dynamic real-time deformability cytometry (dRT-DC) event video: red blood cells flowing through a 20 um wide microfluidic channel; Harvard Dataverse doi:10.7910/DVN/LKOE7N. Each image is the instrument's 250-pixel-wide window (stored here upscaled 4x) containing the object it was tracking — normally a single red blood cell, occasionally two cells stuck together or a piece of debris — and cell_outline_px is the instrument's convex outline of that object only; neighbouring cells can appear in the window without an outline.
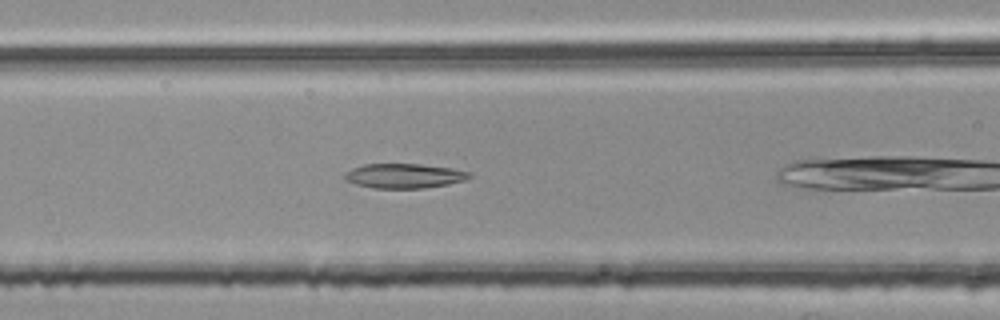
{"species": "common noctule bat (a hibernating species)", "species_latin": "Nyctalus noctula", "temperature_condition": "room temperature", "stored_images_in_passage": 26, "camera_frame_rate_fps": 3000, "um_per_image_px": 0.085, "animal": {"sex": "female", "body_mass_g": 25.1}, "frame": {"image": 1, "passage_image": 6, "time_ms": 1.667, "image_size_px": [1000, 320], "cell_outline_px": [[472, 176], [464, 180], [448, 184], [424, 188], [372, 188], [356, 184], [344, 180], [344, 172], [352, 168], [364, 164], [420, 164], [452, 168], [472, 172]], "centroid_in_image_um": [34.34, 14.94], "position_along_channel_um": 132.3, "area_um2": 17.98}}
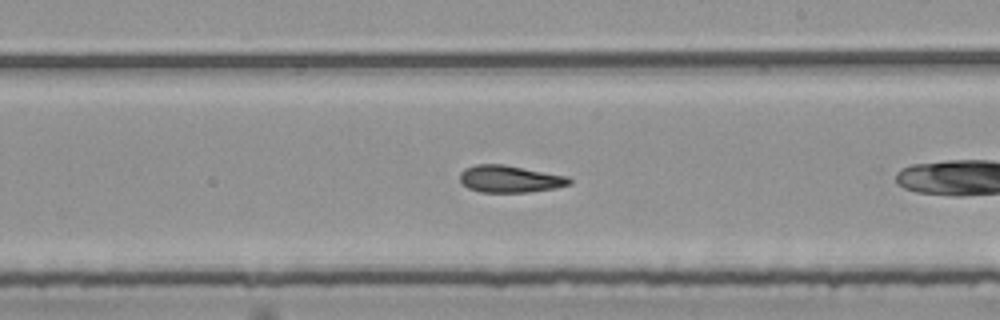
{"frame": {"image": 2, "passage_image": 15, "time_ms": 4.667, "image_size_px": [1000, 320], "cell_outline_px": [[572, 184], [556, 188], [528, 192], [480, 192], [468, 188], [460, 180], [460, 172], [464, 168], [476, 164], [504, 164], [568, 176], [572, 180]], "centroid_in_image_um": [43.35, 15.2], "position_along_channel_um": 245.6, "area_um2": 17.4}}
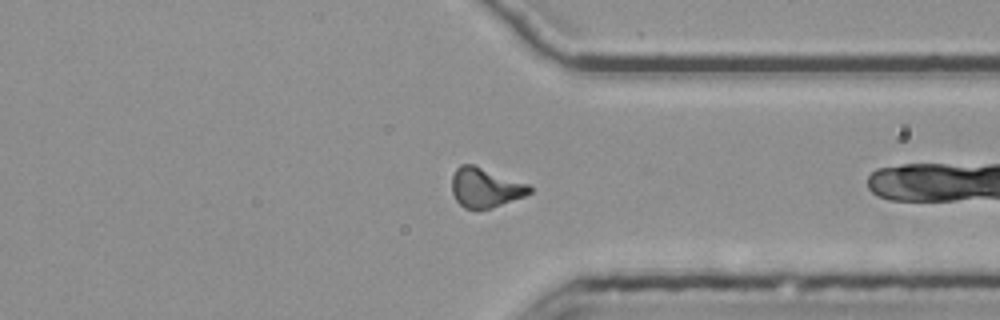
{"frame": {"image": 3, "passage_image": 25, "time_ms": 8.0, "image_size_px": [1000, 320], "cell_outline_px": [[532, 192], [524, 196], [492, 208], [464, 208], [456, 200], [452, 192], [452, 176], [456, 168], [460, 164], [472, 164], [532, 184]], "centroid_in_image_um": [41.28, 15.93], "position_along_channel_um": 370.1, "area_um2": 18.03}}